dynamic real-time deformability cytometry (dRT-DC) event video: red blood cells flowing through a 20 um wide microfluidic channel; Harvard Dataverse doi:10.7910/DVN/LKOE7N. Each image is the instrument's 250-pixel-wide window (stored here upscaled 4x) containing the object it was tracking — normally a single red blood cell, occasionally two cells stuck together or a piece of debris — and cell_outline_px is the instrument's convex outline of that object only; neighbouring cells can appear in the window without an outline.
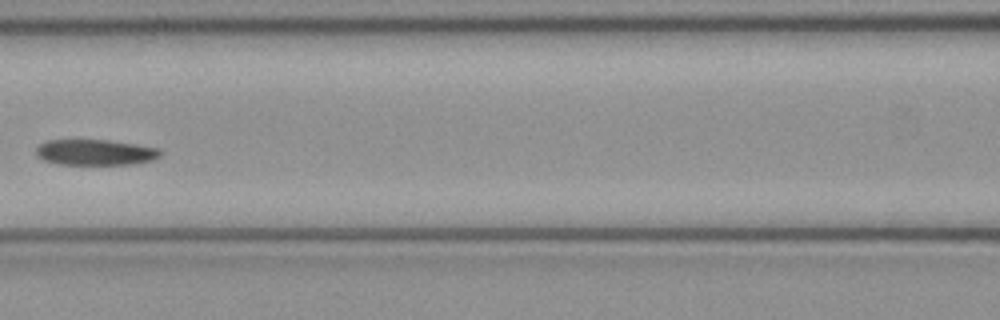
{"species": "common noctule bat (a hibernating species)", "species_latin": "Nyctalus noctula", "temperature_condition": "cold", "stored_images_in_passage": 7, "camera_frame_rate_fps": 3000, "um_per_image_px": 0.085, "animal": {"sex": "female", "body_mass_g": 21.9}, "frame": {"image": 1, "passage_image": 7, "time_ms": 2.0, "image_size_px": [1000, 320], "cell_outline_px": [[164, 152], [160, 156], [152, 160], [128, 164], [56, 164], [44, 160], [36, 156], [36, 148], [44, 140], [108, 140], [136, 144], [160, 148]], "centroid_in_image_um": [8.1, 12.94], "position_along_channel_um": 158.5, "area_um2": 18.73}}